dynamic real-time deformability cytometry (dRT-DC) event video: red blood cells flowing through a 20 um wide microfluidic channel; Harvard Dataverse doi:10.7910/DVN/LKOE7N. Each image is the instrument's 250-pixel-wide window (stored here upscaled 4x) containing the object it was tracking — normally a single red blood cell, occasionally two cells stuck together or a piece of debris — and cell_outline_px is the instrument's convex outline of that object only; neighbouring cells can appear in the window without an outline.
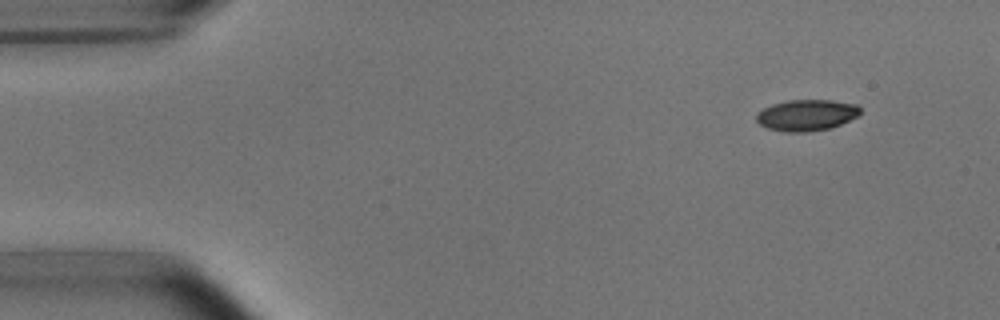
{"species": "common noctule bat (a hibernating species)", "species_latin": "Nyctalus noctula", "temperature_condition": "room temperature", "stored_images_in_passage": 6, "camera_frame_rate_fps": 3000, "um_per_image_px": 0.085, "animal": {"sex": "male", "body_mass_g": 15.6}, "frame": {"image": 1, "passage_image": 6, "time_ms": 6.0, "image_size_px": [1000, 320], "cell_outline_px": [[860, 112], [856, 116], [840, 124], [828, 128], [808, 132], [784, 132], [768, 128], [760, 124], [756, 120], [756, 116], [764, 108], [772, 104], [788, 100], [832, 100], [856, 104], [860, 108]], "centroid_in_image_um": [68.54, 9.78], "position_along_channel_um": 16.5, "area_um2": 18.67}}